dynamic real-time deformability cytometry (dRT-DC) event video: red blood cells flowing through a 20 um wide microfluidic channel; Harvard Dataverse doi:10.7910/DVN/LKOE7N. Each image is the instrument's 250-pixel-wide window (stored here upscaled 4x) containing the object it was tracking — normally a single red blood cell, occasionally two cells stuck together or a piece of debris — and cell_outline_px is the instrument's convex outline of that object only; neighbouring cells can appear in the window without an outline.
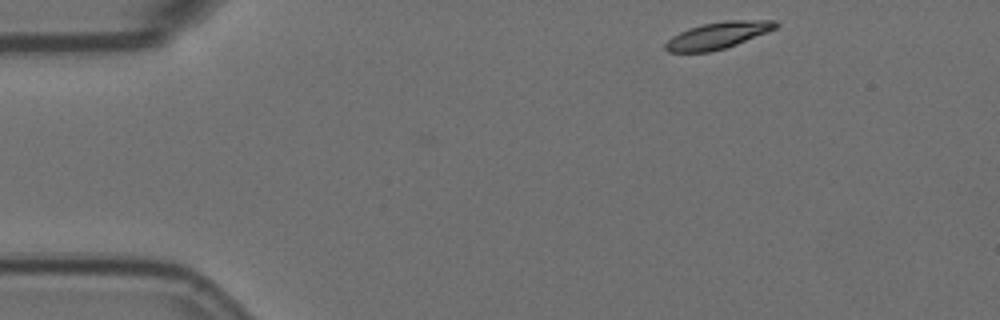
{"species": "Egyptian fruit bat (a non-hibernating species)", "species_latin": "Rousettus aegyptiacus", "temperature_condition": "room temperature", "stored_images_in_passage": 8, "camera_frame_rate_fps": 3000, "um_per_image_px": 0.085, "animal": {"sex": "female"}, "frame": {"image": 1, "passage_image": 1, "time_ms": 0.0, "image_size_px": [1000, 320], "cell_outline_px": [[780, 24], [776, 28], [768, 32], [736, 44], [724, 48], [708, 52], [668, 52], [664, 48], [664, 44], [672, 36], [688, 28], [704, 24], [724, 20], [776, 20]], "centroid_in_image_um": [61.02, 3.0], "position_along_channel_um": 24.0, "area_um2": 17.17}}
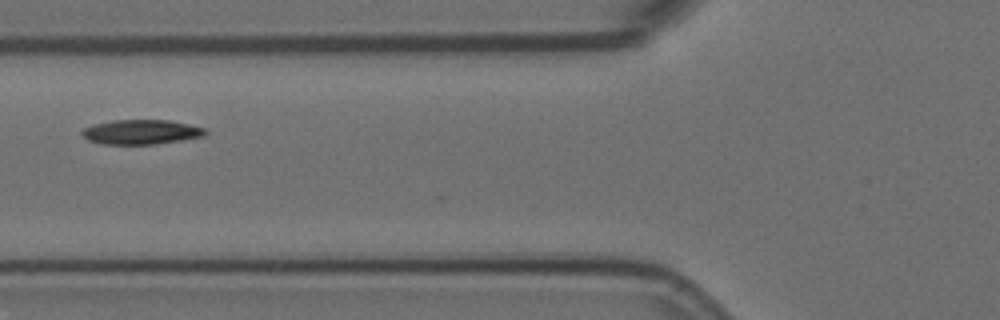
{"frame": {"image": 2, "passage_image": 5, "time_ms": 1.333, "image_size_px": [1000, 320], "cell_outline_px": [[208, 132], [204, 136], [156, 144], [104, 144], [88, 140], [80, 132], [84, 128], [96, 124], [112, 120], [168, 120], [188, 124], [204, 128]], "centroid_in_image_um": [12.01, 11.22], "position_along_channel_um": 113.8, "area_um2": 17.51}}
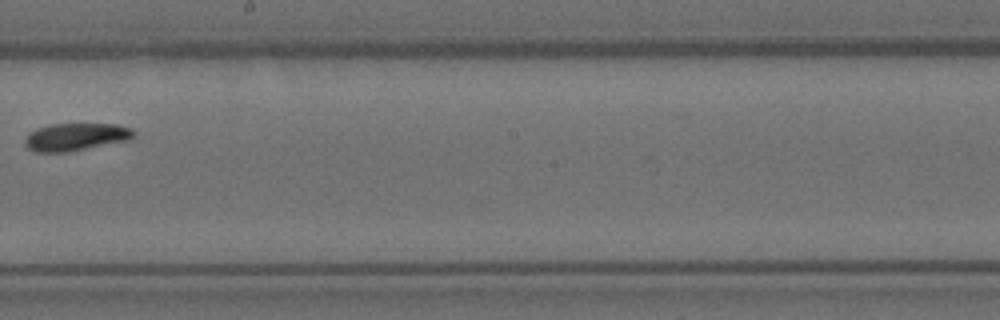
{"frame": {"image": 3, "passage_image": 8, "time_ms": 2.333, "image_size_px": [1000, 320], "cell_outline_px": [[136, 136], [128, 140], [68, 152], [36, 152], [28, 148], [24, 144], [24, 140], [28, 132], [36, 128], [48, 124], [116, 124], [132, 128], [136, 132]], "centroid_in_image_um": [6.43, 11.63], "position_along_channel_um": 241.8, "area_um2": 17.69}}